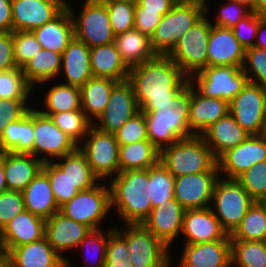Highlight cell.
<instances>
[{
	"label": "cell",
	"instance_id": "obj_5",
	"mask_svg": "<svg viewBox=\"0 0 266 267\" xmlns=\"http://www.w3.org/2000/svg\"><path fill=\"white\" fill-rule=\"evenodd\" d=\"M160 162L174 176L219 171L217 159L199 135L185 138L160 151Z\"/></svg>",
	"mask_w": 266,
	"mask_h": 267
},
{
	"label": "cell",
	"instance_id": "obj_49",
	"mask_svg": "<svg viewBox=\"0 0 266 267\" xmlns=\"http://www.w3.org/2000/svg\"><path fill=\"white\" fill-rule=\"evenodd\" d=\"M126 240L115 230H109L105 267H133Z\"/></svg>",
	"mask_w": 266,
	"mask_h": 267
},
{
	"label": "cell",
	"instance_id": "obj_38",
	"mask_svg": "<svg viewBox=\"0 0 266 267\" xmlns=\"http://www.w3.org/2000/svg\"><path fill=\"white\" fill-rule=\"evenodd\" d=\"M64 163L55 164L66 174L71 183L79 190L94 187L99 178L93 173L85 154L77 148L72 153L61 157Z\"/></svg>",
	"mask_w": 266,
	"mask_h": 267
},
{
	"label": "cell",
	"instance_id": "obj_43",
	"mask_svg": "<svg viewBox=\"0 0 266 267\" xmlns=\"http://www.w3.org/2000/svg\"><path fill=\"white\" fill-rule=\"evenodd\" d=\"M108 10L110 24L115 35L134 29L135 0H101Z\"/></svg>",
	"mask_w": 266,
	"mask_h": 267
},
{
	"label": "cell",
	"instance_id": "obj_31",
	"mask_svg": "<svg viewBox=\"0 0 266 267\" xmlns=\"http://www.w3.org/2000/svg\"><path fill=\"white\" fill-rule=\"evenodd\" d=\"M67 77V85L83 86L93 77L90 66V47L77 38L62 52V66Z\"/></svg>",
	"mask_w": 266,
	"mask_h": 267
},
{
	"label": "cell",
	"instance_id": "obj_21",
	"mask_svg": "<svg viewBox=\"0 0 266 267\" xmlns=\"http://www.w3.org/2000/svg\"><path fill=\"white\" fill-rule=\"evenodd\" d=\"M246 49L231 28L212 25L208 39L207 66L242 67Z\"/></svg>",
	"mask_w": 266,
	"mask_h": 267
},
{
	"label": "cell",
	"instance_id": "obj_8",
	"mask_svg": "<svg viewBox=\"0 0 266 267\" xmlns=\"http://www.w3.org/2000/svg\"><path fill=\"white\" fill-rule=\"evenodd\" d=\"M128 230L115 229L127 242L133 267H169L168 247L143 224H128Z\"/></svg>",
	"mask_w": 266,
	"mask_h": 267
},
{
	"label": "cell",
	"instance_id": "obj_17",
	"mask_svg": "<svg viewBox=\"0 0 266 267\" xmlns=\"http://www.w3.org/2000/svg\"><path fill=\"white\" fill-rule=\"evenodd\" d=\"M266 160V138L262 135H249L243 142L224 152L218 159L220 172L227 179H236L252 165Z\"/></svg>",
	"mask_w": 266,
	"mask_h": 267
},
{
	"label": "cell",
	"instance_id": "obj_26",
	"mask_svg": "<svg viewBox=\"0 0 266 267\" xmlns=\"http://www.w3.org/2000/svg\"><path fill=\"white\" fill-rule=\"evenodd\" d=\"M250 134L228 113L211 124L201 135L218 159L224 152L243 142Z\"/></svg>",
	"mask_w": 266,
	"mask_h": 267
},
{
	"label": "cell",
	"instance_id": "obj_47",
	"mask_svg": "<svg viewBox=\"0 0 266 267\" xmlns=\"http://www.w3.org/2000/svg\"><path fill=\"white\" fill-rule=\"evenodd\" d=\"M31 89L22 68L0 72V99H27Z\"/></svg>",
	"mask_w": 266,
	"mask_h": 267
},
{
	"label": "cell",
	"instance_id": "obj_61",
	"mask_svg": "<svg viewBox=\"0 0 266 267\" xmlns=\"http://www.w3.org/2000/svg\"><path fill=\"white\" fill-rule=\"evenodd\" d=\"M266 15L259 13V27L256 36L260 37L258 41L254 43L255 48H261L266 50ZM261 33V34H260ZM260 35V36H259Z\"/></svg>",
	"mask_w": 266,
	"mask_h": 267
},
{
	"label": "cell",
	"instance_id": "obj_11",
	"mask_svg": "<svg viewBox=\"0 0 266 267\" xmlns=\"http://www.w3.org/2000/svg\"><path fill=\"white\" fill-rule=\"evenodd\" d=\"M109 208L111 209L110 188L97 184L79 191L60 207V212L93 230L98 229V223L105 218Z\"/></svg>",
	"mask_w": 266,
	"mask_h": 267
},
{
	"label": "cell",
	"instance_id": "obj_40",
	"mask_svg": "<svg viewBox=\"0 0 266 267\" xmlns=\"http://www.w3.org/2000/svg\"><path fill=\"white\" fill-rule=\"evenodd\" d=\"M45 98L47 111L40 110L42 114H57L81 109L80 87L74 85H55L48 91Z\"/></svg>",
	"mask_w": 266,
	"mask_h": 267
},
{
	"label": "cell",
	"instance_id": "obj_56",
	"mask_svg": "<svg viewBox=\"0 0 266 267\" xmlns=\"http://www.w3.org/2000/svg\"><path fill=\"white\" fill-rule=\"evenodd\" d=\"M161 18L158 11H135L134 29L151 39Z\"/></svg>",
	"mask_w": 266,
	"mask_h": 267
},
{
	"label": "cell",
	"instance_id": "obj_7",
	"mask_svg": "<svg viewBox=\"0 0 266 267\" xmlns=\"http://www.w3.org/2000/svg\"><path fill=\"white\" fill-rule=\"evenodd\" d=\"M212 200L218 213L213 212L228 235L237 228L255 202L236 179L217 180Z\"/></svg>",
	"mask_w": 266,
	"mask_h": 267
},
{
	"label": "cell",
	"instance_id": "obj_6",
	"mask_svg": "<svg viewBox=\"0 0 266 267\" xmlns=\"http://www.w3.org/2000/svg\"><path fill=\"white\" fill-rule=\"evenodd\" d=\"M205 16L183 34L168 54L187 76L207 67L208 39L212 24Z\"/></svg>",
	"mask_w": 266,
	"mask_h": 267
},
{
	"label": "cell",
	"instance_id": "obj_23",
	"mask_svg": "<svg viewBox=\"0 0 266 267\" xmlns=\"http://www.w3.org/2000/svg\"><path fill=\"white\" fill-rule=\"evenodd\" d=\"M179 267H230L231 240L185 244Z\"/></svg>",
	"mask_w": 266,
	"mask_h": 267
},
{
	"label": "cell",
	"instance_id": "obj_44",
	"mask_svg": "<svg viewBox=\"0 0 266 267\" xmlns=\"http://www.w3.org/2000/svg\"><path fill=\"white\" fill-rule=\"evenodd\" d=\"M44 115L51 117L55 125L70 136L76 144L80 143L78 141L83 136H87L86 134L92 126L82 109Z\"/></svg>",
	"mask_w": 266,
	"mask_h": 267
},
{
	"label": "cell",
	"instance_id": "obj_39",
	"mask_svg": "<svg viewBox=\"0 0 266 267\" xmlns=\"http://www.w3.org/2000/svg\"><path fill=\"white\" fill-rule=\"evenodd\" d=\"M229 236L231 240L266 241V202L255 201Z\"/></svg>",
	"mask_w": 266,
	"mask_h": 267
},
{
	"label": "cell",
	"instance_id": "obj_33",
	"mask_svg": "<svg viewBox=\"0 0 266 267\" xmlns=\"http://www.w3.org/2000/svg\"><path fill=\"white\" fill-rule=\"evenodd\" d=\"M34 110L30 109L21 119L10 122L0 137V152L33 155Z\"/></svg>",
	"mask_w": 266,
	"mask_h": 267
},
{
	"label": "cell",
	"instance_id": "obj_55",
	"mask_svg": "<svg viewBox=\"0 0 266 267\" xmlns=\"http://www.w3.org/2000/svg\"><path fill=\"white\" fill-rule=\"evenodd\" d=\"M247 7H249L246 11ZM251 13L250 6L233 0H229V4L222 6L220 13L215 22V26L232 28L242 18L248 16Z\"/></svg>",
	"mask_w": 266,
	"mask_h": 267
},
{
	"label": "cell",
	"instance_id": "obj_13",
	"mask_svg": "<svg viewBox=\"0 0 266 267\" xmlns=\"http://www.w3.org/2000/svg\"><path fill=\"white\" fill-rule=\"evenodd\" d=\"M87 134L89 140L78 147L86 156L93 173L99 178L119 173V143L115 134L100 131L92 125Z\"/></svg>",
	"mask_w": 266,
	"mask_h": 267
},
{
	"label": "cell",
	"instance_id": "obj_58",
	"mask_svg": "<svg viewBox=\"0 0 266 267\" xmlns=\"http://www.w3.org/2000/svg\"><path fill=\"white\" fill-rule=\"evenodd\" d=\"M15 68L13 32H0V72Z\"/></svg>",
	"mask_w": 266,
	"mask_h": 267
},
{
	"label": "cell",
	"instance_id": "obj_29",
	"mask_svg": "<svg viewBox=\"0 0 266 267\" xmlns=\"http://www.w3.org/2000/svg\"><path fill=\"white\" fill-rule=\"evenodd\" d=\"M25 209L45 221L60 211L48 175L41 170L22 191Z\"/></svg>",
	"mask_w": 266,
	"mask_h": 267
},
{
	"label": "cell",
	"instance_id": "obj_25",
	"mask_svg": "<svg viewBox=\"0 0 266 267\" xmlns=\"http://www.w3.org/2000/svg\"><path fill=\"white\" fill-rule=\"evenodd\" d=\"M46 157L38 159L32 154L4 152V174L7 189L22 192L39 174Z\"/></svg>",
	"mask_w": 266,
	"mask_h": 267
},
{
	"label": "cell",
	"instance_id": "obj_34",
	"mask_svg": "<svg viewBox=\"0 0 266 267\" xmlns=\"http://www.w3.org/2000/svg\"><path fill=\"white\" fill-rule=\"evenodd\" d=\"M114 45L129 68L157 55L152 49L150 38L135 29L115 35Z\"/></svg>",
	"mask_w": 266,
	"mask_h": 267
},
{
	"label": "cell",
	"instance_id": "obj_41",
	"mask_svg": "<svg viewBox=\"0 0 266 267\" xmlns=\"http://www.w3.org/2000/svg\"><path fill=\"white\" fill-rule=\"evenodd\" d=\"M266 267V241L231 240V264Z\"/></svg>",
	"mask_w": 266,
	"mask_h": 267
},
{
	"label": "cell",
	"instance_id": "obj_52",
	"mask_svg": "<svg viewBox=\"0 0 266 267\" xmlns=\"http://www.w3.org/2000/svg\"><path fill=\"white\" fill-rule=\"evenodd\" d=\"M25 209L22 192L7 190L0 194V228L4 227Z\"/></svg>",
	"mask_w": 266,
	"mask_h": 267
},
{
	"label": "cell",
	"instance_id": "obj_51",
	"mask_svg": "<svg viewBox=\"0 0 266 267\" xmlns=\"http://www.w3.org/2000/svg\"><path fill=\"white\" fill-rule=\"evenodd\" d=\"M245 61L250 64L249 67L253 70L252 74H254V77L249 75V71L251 70L246 68L247 66L244 63L242 69L245 71L248 81L266 87V50L255 47L246 49L244 62Z\"/></svg>",
	"mask_w": 266,
	"mask_h": 267
},
{
	"label": "cell",
	"instance_id": "obj_19",
	"mask_svg": "<svg viewBox=\"0 0 266 267\" xmlns=\"http://www.w3.org/2000/svg\"><path fill=\"white\" fill-rule=\"evenodd\" d=\"M181 232L187 237L186 244L231 240L212 207L185 210Z\"/></svg>",
	"mask_w": 266,
	"mask_h": 267
},
{
	"label": "cell",
	"instance_id": "obj_57",
	"mask_svg": "<svg viewBox=\"0 0 266 267\" xmlns=\"http://www.w3.org/2000/svg\"><path fill=\"white\" fill-rule=\"evenodd\" d=\"M104 231L101 232L99 229H93L90 230V232L81 240L79 246L81 245H88V247L94 249H97L99 251V263L96 264L95 267H105V257H106V251H107V244L109 239V232L107 233V236H104ZM90 245V246H89ZM93 249V250H94ZM91 250V249H90ZM88 251V250H87Z\"/></svg>",
	"mask_w": 266,
	"mask_h": 267
},
{
	"label": "cell",
	"instance_id": "obj_9",
	"mask_svg": "<svg viewBox=\"0 0 266 267\" xmlns=\"http://www.w3.org/2000/svg\"><path fill=\"white\" fill-rule=\"evenodd\" d=\"M195 74L199 93L228 103L249 82L245 71L237 66H207Z\"/></svg>",
	"mask_w": 266,
	"mask_h": 267
},
{
	"label": "cell",
	"instance_id": "obj_50",
	"mask_svg": "<svg viewBox=\"0 0 266 267\" xmlns=\"http://www.w3.org/2000/svg\"><path fill=\"white\" fill-rule=\"evenodd\" d=\"M119 145L148 140L144 112L139 111L132 116L116 133Z\"/></svg>",
	"mask_w": 266,
	"mask_h": 267
},
{
	"label": "cell",
	"instance_id": "obj_2",
	"mask_svg": "<svg viewBox=\"0 0 266 267\" xmlns=\"http://www.w3.org/2000/svg\"><path fill=\"white\" fill-rule=\"evenodd\" d=\"M191 79L163 104H142L148 140L158 149L195 136L189 128ZM165 144V146H164Z\"/></svg>",
	"mask_w": 266,
	"mask_h": 267
},
{
	"label": "cell",
	"instance_id": "obj_22",
	"mask_svg": "<svg viewBox=\"0 0 266 267\" xmlns=\"http://www.w3.org/2000/svg\"><path fill=\"white\" fill-rule=\"evenodd\" d=\"M185 209L174 198L152 208L147 219L142 223L152 234L167 247L182 231Z\"/></svg>",
	"mask_w": 266,
	"mask_h": 267
},
{
	"label": "cell",
	"instance_id": "obj_62",
	"mask_svg": "<svg viewBox=\"0 0 266 267\" xmlns=\"http://www.w3.org/2000/svg\"><path fill=\"white\" fill-rule=\"evenodd\" d=\"M7 190L8 189L4 174V152H0V194Z\"/></svg>",
	"mask_w": 266,
	"mask_h": 267
},
{
	"label": "cell",
	"instance_id": "obj_54",
	"mask_svg": "<svg viewBox=\"0 0 266 267\" xmlns=\"http://www.w3.org/2000/svg\"><path fill=\"white\" fill-rule=\"evenodd\" d=\"M258 27H259V13L251 11V13L248 16L242 18L231 29L233 31V34L239 41V43L245 49H248V48L254 47L255 42H253L251 39L253 37L254 38L257 37L256 34H257Z\"/></svg>",
	"mask_w": 266,
	"mask_h": 267
},
{
	"label": "cell",
	"instance_id": "obj_30",
	"mask_svg": "<svg viewBox=\"0 0 266 267\" xmlns=\"http://www.w3.org/2000/svg\"><path fill=\"white\" fill-rule=\"evenodd\" d=\"M32 33L42 49L61 53L75 37L71 12L66 8L57 18L45 25L35 28Z\"/></svg>",
	"mask_w": 266,
	"mask_h": 267
},
{
	"label": "cell",
	"instance_id": "obj_45",
	"mask_svg": "<svg viewBox=\"0 0 266 267\" xmlns=\"http://www.w3.org/2000/svg\"><path fill=\"white\" fill-rule=\"evenodd\" d=\"M236 180L254 201L266 202V160L252 165Z\"/></svg>",
	"mask_w": 266,
	"mask_h": 267
},
{
	"label": "cell",
	"instance_id": "obj_16",
	"mask_svg": "<svg viewBox=\"0 0 266 267\" xmlns=\"http://www.w3.org/2000/svg\"><path fill=\"white\" fill-rule=\"evenodd\" d=\"M139 111L131 83L128 80L118 82L111 91L103 114L98 118L101 125L95 127L100 131L115 134Z\"/></svg>",
	"mask_w": 266,
	"mask_h": 267
},
{
	"label": "cell",
	"instance_id": "obj_27",
	"mask_svg": "<svg viewBox=\"0 0 266 267\" xmlns=\"http://www.w3.org/2000/svg\"><path fill=\"white\" fill-rule=\"evenodd\" d=\"M228 113V102L203 96L197 90H194L191 82L189 128L194 135L201 136L211 124L215 123Z\"/></svg>",
	"mask_w": 266,
	"mask_h": 267
},
{
	"label": "cell",
	"instance_id": "obj_59",
	"mask_svg": "<svg viewBox=\"0 0 266 267\" xmlns=\"http://www.w3.org/2000/svg\"><path fill=\"white\" fill-rule=\"evenodd\" d=\"M135 11H158L164 16L179 0H135Z\"/></svg>",
	"mask_w": 266,
	"mask_h": 267
},
{
	"label": "cell",
	"instance_id": "obj_65",
	"mask_svg": "<svg viewBox=\"0 0 266 267\" xmlns=\"http://www.w3.org/2000/svg\"><path fill=\"white\" fill-rule=\"evenodd\" d=\"M233 1L242 2V3L250 6V9L252 11V0H233Z\"/></svg>",
	"mask_w": 266,
	"mask_h": 267
},
{
	"label": "cell",
	"instance_id": "obj_10",
	"mask_svg": "<svg viewBox=\"0 0 266 267\" xmlns=\"http://www.w3.org/2000/svg\"><path fill=\"white\" fill-rule=\"evenodd\" d=\"M74 23L75 38L85 42L90 48L114 43L108 10L101 0H86L83 11L75 21V15L67 4Z\"/></svg>",
	"mask_w": 266,
	"mask_h": 267
},
{
	"label": "cell",
	"instance_id": "obj_46",
	"mask_svg": "<svg viewBox=\"0 0 266 267\" xmlns=\"http://www.w3.org/2000/svg\"><path fill=\"white\" fill-rule=\"evenodd\" d=\"M42 170L48 175L52 192L59 208L79 192L55 163L51 161L45 162Z\"/></svg>",
	"mask_w": 266,
	"mask_h": 267
},
{
	"label": "cell",
	"instance_id": "obj_12",
	"mask_svg": "<svg viewBox=\"0 0 266 267\" xmlns=\"http://www.w3.org/2000/svg\"><path fill=\"white\" fill-rule=\"evenodd\" d=\"M229 113L250 135H261L266 120V87L248 82L229 103Z\"/></svg>",
	"mask_w": 266,
	"mask_h": 267
},
{
	"label": "cell",
	"instance_id": "obj_66",
	"mask_svg": "<svg viewBox=\"0 0 266 267\" xmlns=\"http://www.w3.org/2000/svg\"><path fill=\"white\" fill-rule=\"evenodd\" d=\"M261 135L266 138V120L264 122V128Z\"/></svg>",
	"mask_w": 266,
	"mask_h": 267
},
{
	"label": "cell",
	"instance_id": "obj_37",
	"mask_svg": "<svg viewBox=\"0 0 266 267\" xmlns=\"http://www.w3.org/2000/svg\"><path fill=\"white\" fill-rule=\"evenodd\" d=\"M62 54L41 49L22 68L26 82L32 87L43 83L62 72Z\"/></svg>",
	"mask_w": 266,
	"mask_h": 267
},
{
	"label": "cell",
	"instance_id": "obj_53",
	"mask_svg": "<svg viewBox=\"0 0 266 267\" xmlns=\"http://www.w3.org/2000/svg\"><path fill=\"white\" fill-rule=\"evenodd\" d=\"M26 99H0V137L10 122L21 119L31 108Z\"/></svg>",
	"mask_w": 266,
	"mask_h": 267
},
{
	"label": "cell",
	"instance_id": "obj_32",
	"mask_svg": "<svg viewBox=\"0 0 266 267\" xmlns=\"http://www.w3.org/2000/svg\"><path fill=\"white\" fill-rule=\"evenodd\" d=\"M90 66L93 77L111 78L118 82L128 80L130 68L114 43L90 48Z\"/></svg>",
	"mask_w": 266,
	"mask_h": 267
},
{
	"label": "cell",
	"instance_id": "obj_63",
	"mask_svg": "<svg viewBox=\"0 0 266 267\" xmlns=\"http://www.w3.org/2000/svg\"><path fill=\"white\" fill-rule=\"evenodd\" d=\"M252 11L266 15V0H252Z\"/></svg>",
	"mask_w": 266,
	"mask_h": 267
},
{
	"label": "cell",
	"instance_id": "obj_4",
	"mask_svg": "<svg viewBox=\"0 0 266 267\" xmlns=\"http://www.w3.org/2000/svg\"><path fill=\"white\" fill-rule=\"evenodd\" d=\"M209 9L205 0H179L162 16L150 39L157 55H168L179 39L196 24Z\"/></svg>",
	"mask_w": 266,
	"mask_h": 267
},
{
	"label": "cell",
	"instance_id": "obj_36",
	"mask_svg": "<svg viewBox=\"0 0 266 267\" xmlns=\"http://www.w3.org/2000/svg\"><path fill=\"white\" fill-rule=\"evenodd\" d=\"M160 161V150L149 140L119 145L120 172L144 170Z\"/></svg>",
	"mask_w": 266,
	"mask_h": 267
},
{
	"label": "cell",
	"instance_id": "obj_35",
	"mask_svg": "<svg viewBox=\"0 0 266 267\" xmlns=\"http://www.w3.org/2000/svg\"><path fill=\"white\" fill-rule=\"evenodd\" d=\"M117 83L118 81L111 78L92 77L80 87L81 109L91 123L90 114L98 120L106 108L113 87Z\"/></svg>",
	"mask_w": 266,
	"mask_h": 267
},
{
	"label": "cell",
	"instance_id": "obj_60",
	"mask_svg": "<svg viewBox=\"0 0 266 267\" xmlns=\"http://www.w3.org/2000/svg\"><path fill=\"white\" fill-rule=\"evenodd\" d=\"M0 32H13L11 0H0Z\"/></svg>",
	"mask_w": 266,
	"mask_h": 267
},
{
	"label": "cell",
	"instance_id": "obj_24",
	"mask_svg": "<svg viewBox=\"0 0 266 267\" xmlns=\"http://www.w3.org/2000/svg\"><path fill=\"white\" fill-rule=\"evenodd\" d=\"M90 228L66 217L60 211L54 213L45 224V237L48 243L59 252L79 246Z\"/></svg>",
	"mask_w": 266,
	"mask_h": 267
},
{
	"label": "cell",
	"instance_id": "obj_64",
	"mask_svg": "<svg viewBox=\"0 0 266 267\" xmlns=\"http://www.w3.org/2000/svg\"><path fill=\"white\" fill-rule=\"evenodd\" d=\"M7 257V250L3 240V230L0 228V262L3 264Z\"/></svg>",
	"mask_w": 266,
	"mask_h": 267
},
{
	"label": "cell",
	"instance_id": "obj_18",
	"mask_svg": "<svg viewBox=\"0 0 266 267\" xmlns=\"http://www.w3.org/2000/svg\"><path fill=\"white\" fill-rule=\"evenodd\" d=\"M78 147L70 136L55 125L51 117L34 110L33 156L44 152L47 156L61 158Z\"/></svg>",
	"mask_w": 266,
	"mask_h": 267
},
{
	"label": "cell",
	"instance_id": "obj_20",
	"mask_svg": "<svg viewBox=\"0 0 266 267\" xmlns=\"http://www.w3.org/2000/svg\"><path fill=\"white\" fill-rule=\"evenodd\" d=\"M4 264L6 267H70L71 263L58 254L44 237L13 248Z\"/></svg>",
	"mask_w": 266,
	"mask_h": 267
},
{
	"label": "cell",
	"instance_id": "obj_1",
	"mask_svg": "<svg viewBox=\"0 0 266 267\" xmlns=\"http://www.w3.org/2000/svg\"><path fill=\"white\" fill-rule=\"evenodd\" d=\"M189 79L168 55L130 67L128 76L138 107L168 102Z\"/></svg>",
	"mask_w": 266,
	"mask_h": 267
},
{
	"label": "cell",
	"instance_id": "obj_28",
	"mask_svg": "<svg viewBox=\"0 0 266 267\" xmlns=\"http://www.w3.org/2000/svg\"><path fill=\"white\" fill-rule=\"evenodd\" d=\"M46 221L28 210L15 216L3 229L7 254L15 247L29 244L45 237Z\"/></svg>",
	"mask_w": 266,
	"mask_h": 267
},
{
	"label": "cell",
	"instance_id": "obj_3",
	"mask_svg": "<svg viewBox=\"0 0 266 267\" xmlns=\"http://www.w3.org/2000/svg\"><path fill=\"white\" fill-rule=\"evenodd\" d=\"M111 207L115 205L126 224H142L152 210L149 168L119 172L111 182Z\"/></svg>",
	"mask_w": 266,
	"mask_h": 267
},
{
	"label": "cell",
	"instance_id": "obj_42",
	"mask_svg": "<svg viewBox=\"0 0 266 267\" xmlns=\"http://www.w3.org/2000/svg\"><path fill=\"white\" fill-rule=\"evenodd\" d=\"M149 182L152 207L174 199L175 177L160 161L149 168Z\"/></svg>",
	"mask_w": 266,
	"mask_h": 267
},
{
	"label": "cell",
	"instance_id": "obj_15",
	"mask_svg": "<svg viewBox=\"0 0 266 267\" xmlns=\"http://www.w3.org/2000/svg\"><path fill=\"white\" fill-rule=\"evenodd\" d=\"M218 172L206 171L175 177L174 198L185 210L210 207L206 204L212 201Z\"/></svg>",
	"mask_w": 266,
	"mask_h": 267
},
{
	"label": "cell",
	"instance_id": "obj_48",
	"mask_svg": "<svg viewBox=\"0 0 266 267\" xmlns=\"http://www.w3.org/2000/svg\"><path fill=\"white\" fill-rule=\"evenodd\" d=\"M41 49L32 31H13L14 59L18 68H23Z\"/></svg>",
	"mask_w": 266,
	"mask_h": 267
},
{
	"label": "cell",
	"instance_id": "obj_14",
	"mask_svg": "<svg viewBox=\"0 0 266 267\" xmlns=\"http://www.w3.org/2000/svg\"><path fill=\"white\" fill-rule=\"evenodd\" d=\"M13 31H32L57 18L66 8L62 0H11Z\"/></svg>",
	"mask_w": 266,
	"mask_h": 267
}]
</instances>
